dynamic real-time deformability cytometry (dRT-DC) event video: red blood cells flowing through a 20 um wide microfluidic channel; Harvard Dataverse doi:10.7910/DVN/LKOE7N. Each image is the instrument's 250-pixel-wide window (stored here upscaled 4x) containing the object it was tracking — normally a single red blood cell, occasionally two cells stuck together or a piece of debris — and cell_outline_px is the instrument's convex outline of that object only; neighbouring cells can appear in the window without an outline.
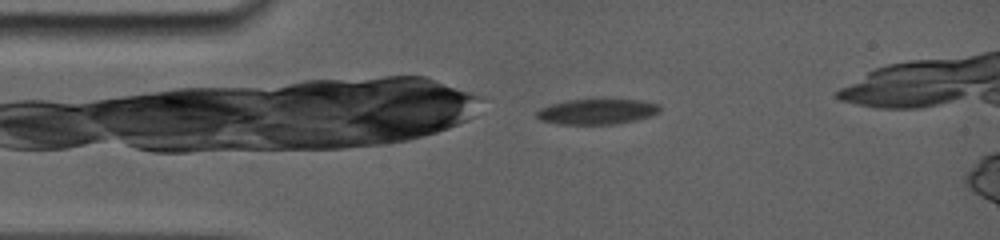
{"species": "common noctule bat (a hibernating species)", "species_latin": "Nyctalus noctula", "temperature_condition": "room temperature", "stored_images_in_passage": 8, "camera_frame_rate_fps": 5000, "um_per_image_px": 0.085, "animal": {"sex": "female", "body_mass_g": 19.0, "forearm_length_mm": 56.7}, "frame": {"image": 1, "passage_image": 3, "time_ms": 0.6, "image_size_px": [1000, 240], "cell_outline_px": [[660, 112], [636, 120], [612, 124], [560, 124], [540, 120], [536, 116], [536, 112], [540, 108], [552, 104], [568, 100], [640, 100], [660, 104]], "centroid_in_image_um": [50.74, 9.49], "position_along_channel_um": 34.3, "area_um2": 17.98}}